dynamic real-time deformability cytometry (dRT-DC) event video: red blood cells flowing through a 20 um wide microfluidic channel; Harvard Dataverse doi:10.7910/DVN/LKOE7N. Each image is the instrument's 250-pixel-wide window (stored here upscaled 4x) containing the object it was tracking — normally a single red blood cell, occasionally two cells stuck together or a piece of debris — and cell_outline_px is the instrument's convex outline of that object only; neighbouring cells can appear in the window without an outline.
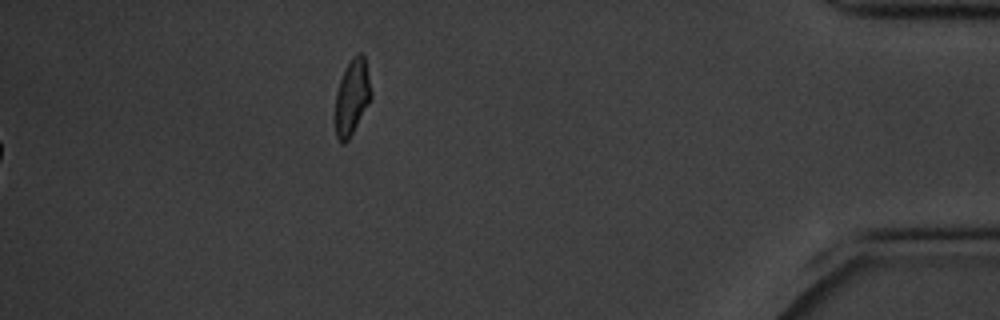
{"species": "common noctule bat (a hibernating species)", "species_latin": "Nyctalus noctula", "temperature_condition": "cold", "stored_images_in_passage": 12, "camera_frame_rate_fps": 3000, "um_per_image_px": 0.085, "animal": {"sex": "male", "body_mass_g": 20.1, "forearm_length_mm": 53.5}, "frame": {"image": 1, "passage_image": 12, "time_ms": 3.667, "image_size_px": [1000, 320], "cell_outline_px": [[372, 96], [348, 140], [344, 144], [340, 144], [336, 136], [336, 92], [344, 68], [352, 56], [356, 52], [360, 52], [364, 56], [372, 92]], "centroid_in_image_um": [29.92, 8.21], "position_along_channel_um": 405.3, "area_um2": 15.66}}